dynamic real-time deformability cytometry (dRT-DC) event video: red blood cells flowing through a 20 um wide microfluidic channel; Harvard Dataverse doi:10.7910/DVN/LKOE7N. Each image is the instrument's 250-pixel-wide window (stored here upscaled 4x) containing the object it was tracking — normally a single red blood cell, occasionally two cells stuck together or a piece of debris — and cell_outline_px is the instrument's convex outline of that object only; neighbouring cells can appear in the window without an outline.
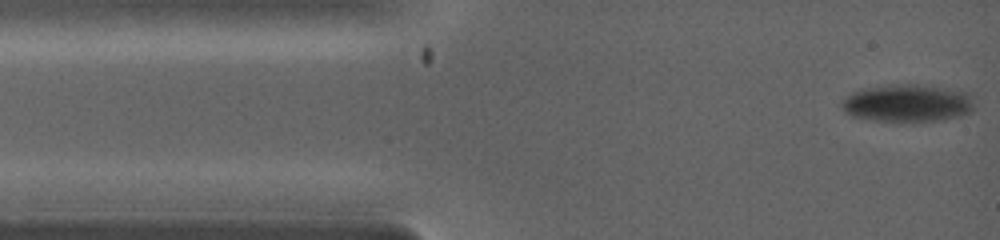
{"species": "common noctule bat (a hibernating species)", "species_latin": "Nyctalus noctula", "temperature_condition": "warm", "stored_images_in_passage": 34, "camera_frame_rate_fps": 5000, "um_per_image_px": 0.085, "animal": {"sex": "female", "body_mass_g": 19.0, "forearm_length_mm": 53.3}, "frame": {"image": 1, "passage_image": 1, "time_ms": 0.0, "image_size_px": [1000, 240], "cell_outline_px": [[976, 104], [972, 112], [960, 116], [944, 120], [876, 120], [852, 116], [844, 112], [840, 108], [840, 104], [852, 92], [872, 88], [936, 88], [972, 92]], "centroid_in_image_um": [77.23, 8.83], "position_along_channel_um": 7.8, "area_um2": 27.4}}